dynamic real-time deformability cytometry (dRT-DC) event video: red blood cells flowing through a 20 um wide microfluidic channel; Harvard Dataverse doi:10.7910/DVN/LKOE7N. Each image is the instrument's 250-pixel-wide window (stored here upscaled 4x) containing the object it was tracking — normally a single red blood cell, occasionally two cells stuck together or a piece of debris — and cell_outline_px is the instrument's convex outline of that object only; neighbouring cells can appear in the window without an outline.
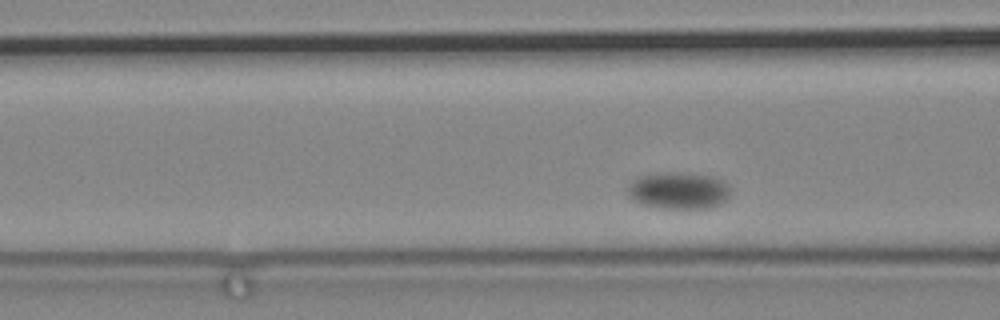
{"species": "common noctule bat (a hibernating species)", "species_latin": "Nyctalus noctula", "temperature_condition": "cold", "stored_images_in_passage": 80, "camera_frame_rate_fps": 3000, "um_per_image_px": 0.085, "animal": {"sex": "male", "body_mass_g": 19.2, "forearm_length_mm": 51.8}, "frame": {"image": 1, "passage_image": 29, "time_ms": 9.333, "image_size_px": [1000, 320], "cell_outline_px": [[728, 196], [720, 204], [712, 208], [664, 208], [644, 204], [628, 196], [624, 188], [632, 180], [640, 176], [664, 172], [676, 172], [708, 176], [724, 180], [728, 184]], "centroid_in_image_um": [57.64, 16.19], "position_along_channel_um": 109.0, "area_um2": 21.96}}
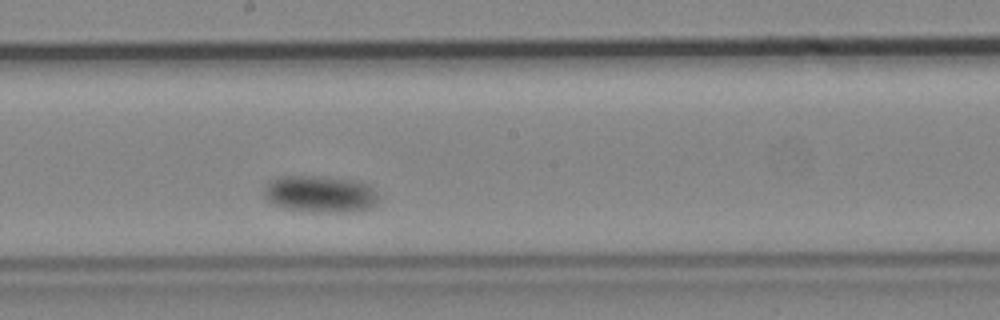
{"frame": {"image": 2, "passage_image": 43, "time_ms": 14.0, "image_size_px": [1000, 320], "cell_outline_px": [[380, 200], [372, 208], [348, 212], [320, 212], [284, 208], [272, 204], [264, 196], [264, 188], [272, 180], [280, 176], [312, 176], [360, 180], [368, 184], [380, 196]], "centroid_in_image_um": [27.27, 16.49], "position_along_channel_um": 220.9, "area_um2": 24.8}}
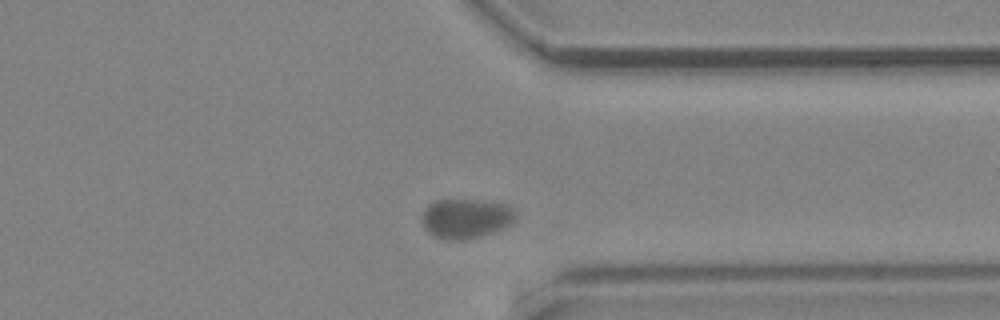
{"frame": {"image": 3, "passage_image": 61, "time_ms": 20.0, "image_size_px": [1000, 320], "cell_outline_px": [[516, 216], [512, 224], [492, 232], [480, 236], [460, 240], [448, 240], [436, 236], [428, 232], [424, 228], [424, 208], [428, 204], [436, 200], [480, 200], [508, 204], [512, 208]], "centroid_in_image_um": [39.62, 18.55], "position_along_channel_um": 371.8, "area_um2": 21.44}}